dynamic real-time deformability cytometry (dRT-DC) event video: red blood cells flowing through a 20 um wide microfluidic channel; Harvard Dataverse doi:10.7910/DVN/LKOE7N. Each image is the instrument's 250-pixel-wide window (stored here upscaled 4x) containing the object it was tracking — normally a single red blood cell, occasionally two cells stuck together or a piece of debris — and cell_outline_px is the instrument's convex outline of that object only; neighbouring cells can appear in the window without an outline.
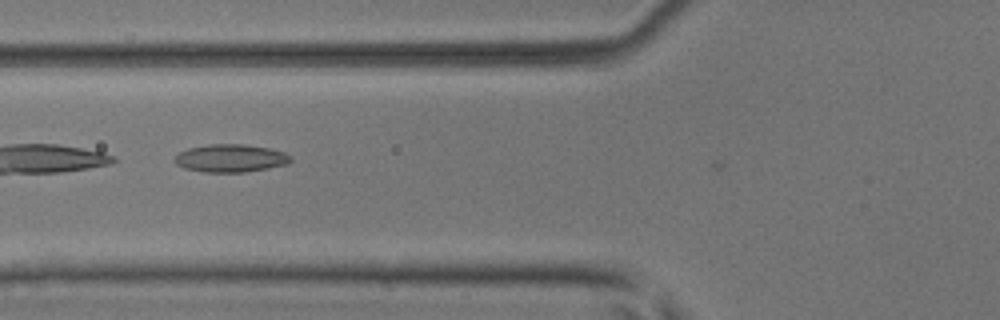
{"species": "common noctule bat (a hibernating species)", "species_latin": "Nyctalus noctula", "temperature_condition": "room temperature", "stored_images_in_passage": 5, "camera_frame_rate_fps": 3000, "um_per_image_px": 0.085, "animal": {"sex": "male", "body_mass_g": 17.9, "forearm_length_mm": 54.2}, "frame": {"image": 1, "passage_image": 5, "time_ms": 1.333, "image_size_px": [1000, 320], "cell_outline_px": [[292, 160], [288, 164], [268, 168], [244, 172], [204, 172], [184, 168], [176, 164], [172, 160], [180, 152], [188, 148], [208, 144], [244, 144], [268, 148], [284, 152], [292, 156]], "centroid_in_image_um": [19.6, 13.45], "position_along_channel_um": 106.2, "area_um2": 18.9}}